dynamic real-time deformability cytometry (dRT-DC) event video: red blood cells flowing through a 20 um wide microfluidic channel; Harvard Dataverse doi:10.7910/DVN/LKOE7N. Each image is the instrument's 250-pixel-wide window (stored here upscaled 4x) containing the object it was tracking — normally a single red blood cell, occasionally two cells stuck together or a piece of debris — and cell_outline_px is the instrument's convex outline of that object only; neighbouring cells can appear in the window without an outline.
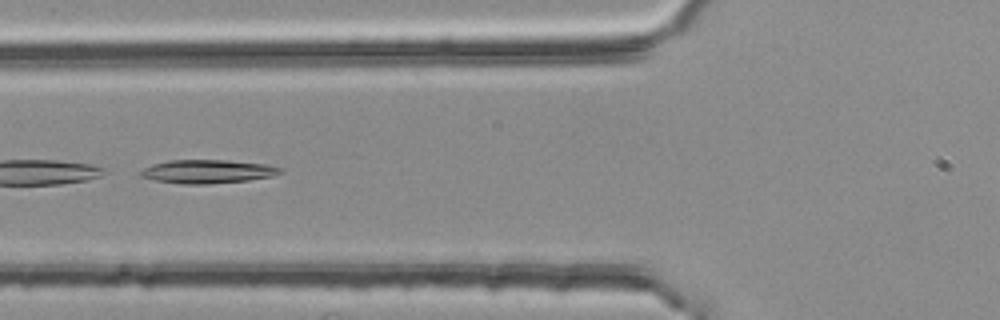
{"species": "common noctule bat (a hibernating species)", "species_latin": "Nyctalus noctula", "temperature_condition": "room temperature", "stored_images_in_passage": 3, "camera_frame_rate_fps": 3000, "um_per_image_px": 0.085, "animal": {"sex": "female", "body_mass_g": 25.1}, "frame": {"image": 1, "passage_image": 3, "time_ms": 0.667, "image_size_px": [1000, 320], "cell_outline_px": [[284, 168], [280, 172], [272, 176], [248, 180], [208, 184], [184, 184], [156, 180], [140, 176], [140, 172], [144, 168], [152, 164], [168, 160], [228, 160], [268, 164]], "centroid_in_image_um": [17.66, 14.57], "position_along_channel_um": 108.1, "area_um2": 19.13}}